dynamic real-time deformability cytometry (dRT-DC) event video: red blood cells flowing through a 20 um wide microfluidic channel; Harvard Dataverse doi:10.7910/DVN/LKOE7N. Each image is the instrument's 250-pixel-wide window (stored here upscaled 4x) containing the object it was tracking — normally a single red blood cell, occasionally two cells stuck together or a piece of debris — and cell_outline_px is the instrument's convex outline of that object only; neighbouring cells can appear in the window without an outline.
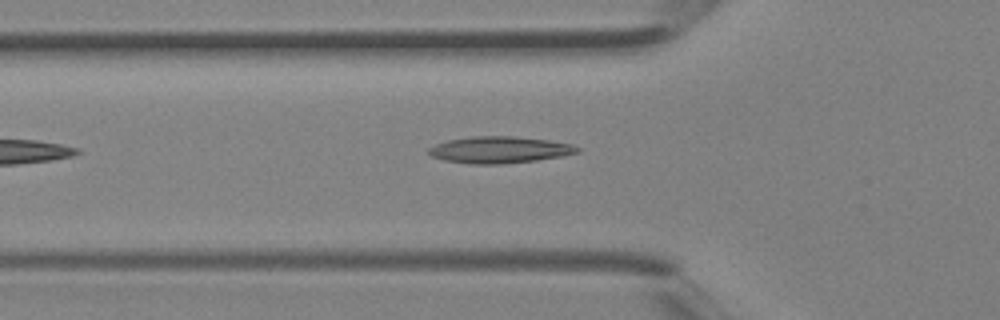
{"species": "Egyptian fruit bat (a non-hibernating species)", "species_latin": "Rousettus aegyptiacus", "temperature_condition": "room temperature", "stored_images_in_passage": 2, "camera_frame_rate_fps": 3000, "um_per_image_px": 0.085, "animal": {"sex": "female"}, "frame": {"image": 1, "passage_image": 2, "time_ms": 0.333, "image_size_px": [1000, 320], "cell_outline_px": [[580, 152], [560, 156], [536, 160], [500, 164], [472, 164], [444, 160], [432, 156], [428, 152], [428, 148], [436, 144], [448, 140], [472, 136], [512, 136], [548, 140], [572, 144], [580, 148]], "centroid_in_image_um": [42.45, 12.73], "position_along_channel_um": 83.3, "area_um2": 22.95}}